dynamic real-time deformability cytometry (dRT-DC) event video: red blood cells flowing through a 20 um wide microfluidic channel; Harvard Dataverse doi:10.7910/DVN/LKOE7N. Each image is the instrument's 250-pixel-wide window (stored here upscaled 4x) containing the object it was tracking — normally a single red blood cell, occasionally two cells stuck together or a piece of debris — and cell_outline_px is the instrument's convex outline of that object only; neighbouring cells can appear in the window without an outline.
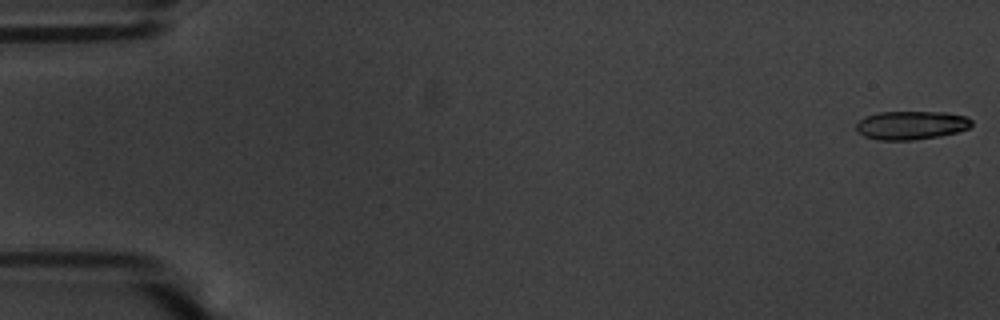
{"species": "common noctule bat (a hibernating species)", "species_latin": "Nyctalus noctula", "temperature_condition": "warm", "stored_images_in_passage": 16, "camera_frame_rate_fps": 3000, "um_per_image_px": 0.085, "animal": {"sex": "male", "body_mass_g": 20.1, "forearm_length_mm": 53.5}, "frame": {"image": 1, "passage_image": 1, "time_ms": 0.0, "image_size_px": [1000, 320], "cell_outline_px": [[972, 124], [968, 128], [956, 132], [940, 136], [912, 140], [880, 140], [864, 136], [856, 132], [856, 124], [864, 116], [880, 112], [948, 112], [964, 116], [972, 120]], "centroid_in_image_um": [77.43, 10.64], "position_along_channel_um": 7.6, "area_um2": 19.25}}
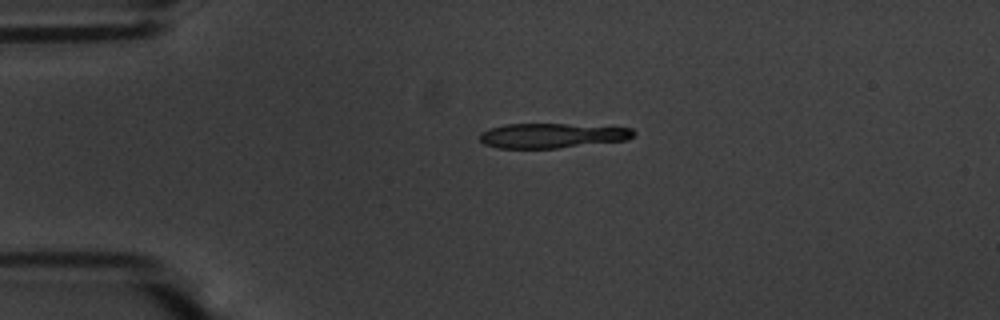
{"frame": {"image": 2, "passage_image": 13, "time_ms": 4.0, "image_size_px": [1000, 320], "cell_outline_px": [[636, 132], [628, 140], [556, 148], [500, 148], [484, 144], [480, 140], [480, 132], [488, 128], [504, 124], [564, 124], [632, 128]], "centroid_in_image_um": [46.89, 11.52], "position_along_channel_um": 38.1, "area_um2": 22.14}}